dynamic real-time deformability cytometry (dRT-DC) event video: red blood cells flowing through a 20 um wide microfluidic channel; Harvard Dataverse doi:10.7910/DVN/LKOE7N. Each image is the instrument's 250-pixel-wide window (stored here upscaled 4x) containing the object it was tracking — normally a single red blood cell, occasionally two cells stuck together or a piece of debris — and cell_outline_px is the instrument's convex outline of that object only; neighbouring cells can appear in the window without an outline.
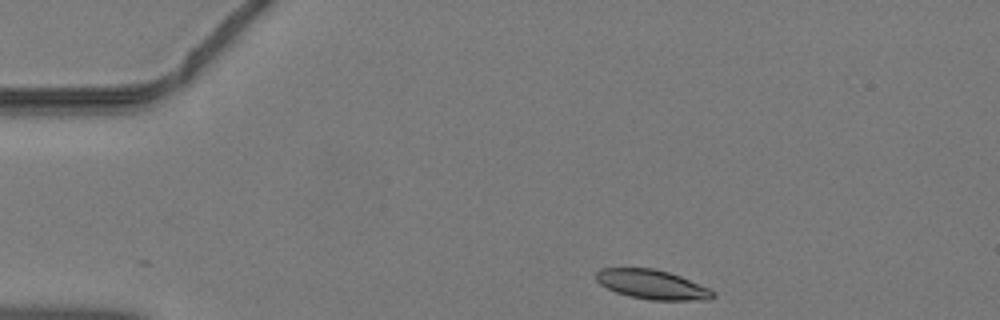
{"species": "common noctule bat (a hibernating species)", "species_latin": "Nyctalus noctula", "temperature_condition": "warm", "stored_images_in_passage": 38, "camera_frame_rate_fps": 3000, "um_per_image_px": 0.085, "animal": {"sex": "male", "body_mass_g": 19.2, "forearm_length_mm": 51.8}, "frame": {"image": 1, "passage_image": 1, "time_ms": 0.0, "image_size_px": [1000, 320], "cell_outline_px": [[716, 296], [712, 300], [652, 300], [628, 296], [616, 292], [600, 284], [596, 280], [596, 272], [600, 268], [652, 268], [668, 272], [680, 276], [708, 288], [716, 292]], "centroid_in_image_um": [55.45, 24.19], "position_along_channel_um": 29.5, "area_um2": 20.0}}
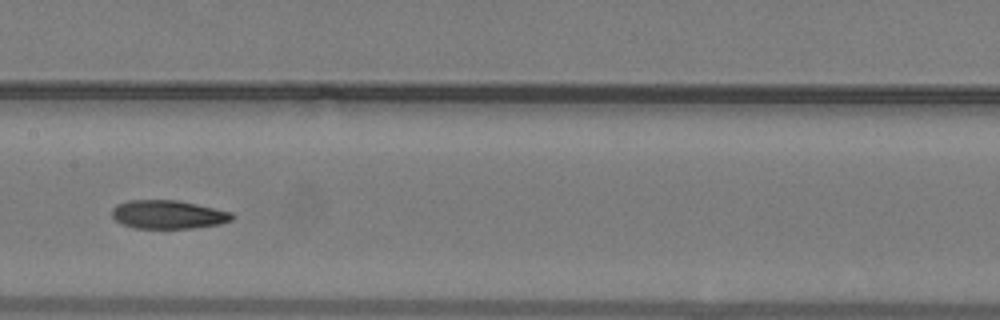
{"frame": {"image": 2, "passage_image": 16, "time_ms": 5.0, "image_size_px": [1000, 320], "cell_outline_px": [[232, 220], [220, 224], [192, 228], [136, 228], [124, 224], [116, 220], [112, 216], [112, 208], [116, 204], [128, 200], [176, 200], [196, 204], [232, 212]], "centroid_in_image_um": [14.27, 18.23], "position_along_channel_um": 193.1, "area_um2": 19.83}}
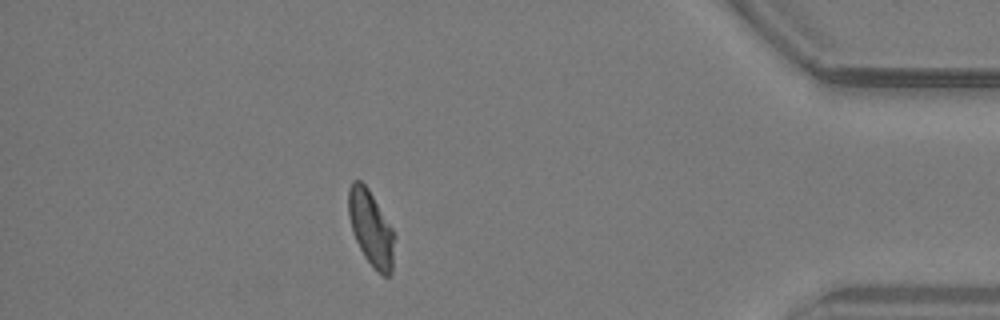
{"frame": {"image": 3, "passage_image": 33, "time_ms": 10.667, "image_size_px": [1000, 320], "cell_outline_px": [[396, 236], [392, 272], [388, 276], [384, 276], [364, 256], [352, 232], [348, 216], [348, 188], [352, 180], [360, 180], [368, 188], [392, 228]], "centroid_in_image_um": [31.53, 19.37], "position_along_channel_um": 403.7, "area_um2": 20.17}}